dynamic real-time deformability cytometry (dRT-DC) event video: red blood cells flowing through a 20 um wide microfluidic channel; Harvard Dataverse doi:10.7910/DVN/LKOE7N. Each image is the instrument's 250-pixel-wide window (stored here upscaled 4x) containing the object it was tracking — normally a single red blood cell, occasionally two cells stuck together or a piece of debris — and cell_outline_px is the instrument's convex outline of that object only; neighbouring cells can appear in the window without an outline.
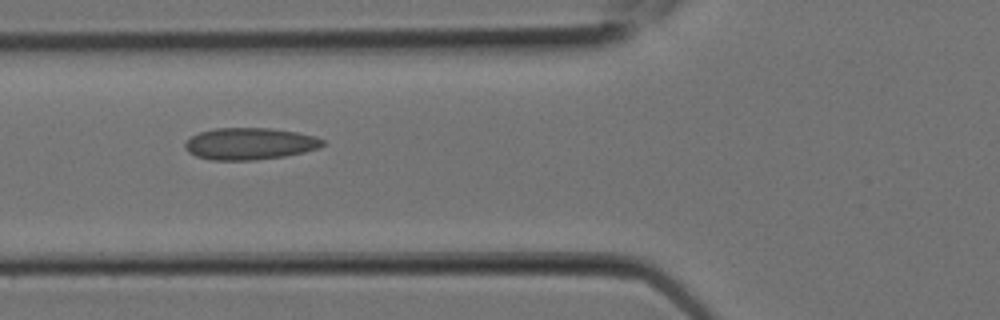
{"species": "Egyptian fruit bat (a non-hibernating species)", "species_latin": "Rousettus aegyptiacus", "temperature_condition": "room temperature", "stored_images_in_passage": 9, "camera_frame_rate_fps": 3000, "um_per_image_px": 0.085, "animal": {"sex": "female"}, "frame": {"image": 1, "passage_image": 8, "time_ms": 2.333, "image_size_px": [1000, 320], "cell_outline_px": [[328, 144], [320, 148], [304, 152], [284, 156], [256, 160], [212, 160], [196, 156], [188, 152], [184, 148], [184, 144], [192, 136], [200, 132], [216, 128], [268, 128], [296, 132], [316, 136], [324, 140]], "centroid_in_image_um": [21.27, 12.22], "position_along_channel_um": 104.5, "area_um2": 25.66}}
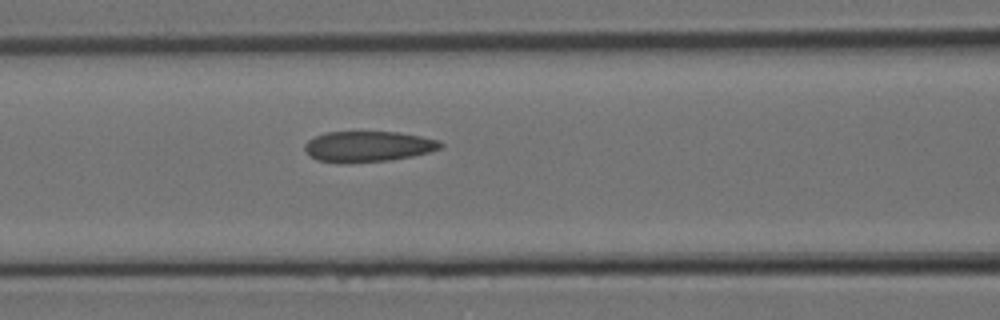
{"frame": {"image": 2, "passage_image": 9, "time_ms": 2.667, "image_size_px": [1000, 320], "cell_outline_px": [[444, 144], [440, 148], [428, 152], [412, 156], [392, 160], [348, 164], [336, 164], [316, 160], [304, 148], [304, 144], [308, 140], [324, 132], [396, 132], [420, 136], [440, 140]], "centroid_in_image_um": [31.26, 12.47], "position_along_channel_um": 135.3, "area_um2": 24.57}}